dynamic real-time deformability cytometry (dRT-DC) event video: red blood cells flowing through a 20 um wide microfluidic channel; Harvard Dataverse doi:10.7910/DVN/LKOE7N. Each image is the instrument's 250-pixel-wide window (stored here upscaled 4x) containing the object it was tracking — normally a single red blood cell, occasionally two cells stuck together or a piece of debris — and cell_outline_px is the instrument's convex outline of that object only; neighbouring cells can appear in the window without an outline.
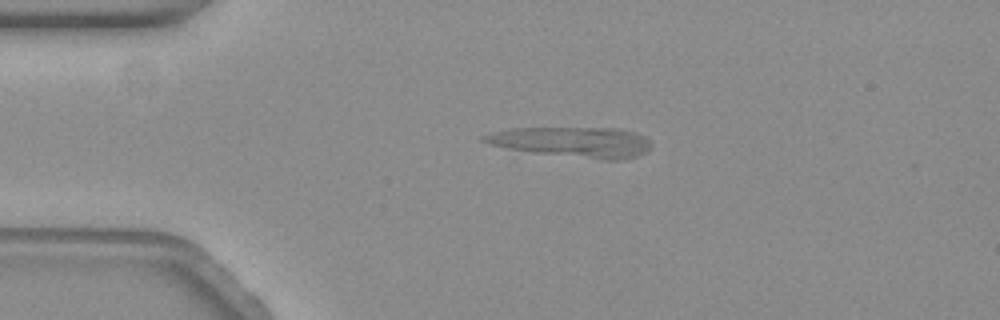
{"species": "common noctule bat (a hibernating species)", "species_latin": "Nyctalus noctula", "temperature_condition": "warm", "stored_images_in_passage": 54, "segment_of_instrument_passage": [1, 2], "camera_frame_rate_fps": 3000, "um_per_image_px": 0.085, "animal": {"sex": "female", "body_mass_g": 19.3, "forearm_length_mm": 54.1}, "frame": {"image": 1, "passage_image": 7, "time_ms": 2.0, "image_size_px": [1000, 320], "cell_outline_px": [[652, 144], [648, 152], [624, 160], [604, 160], [532, 152], [508, 148], [492, 144], [480, 140], [480, 136], [492, 132], [512, 128], [620, 128], [636, 132], [644, 136]], "centroid_in_image_um": [48.73, 12.07], "position_along_channel_um": 36.3, "area_um2": 29.65}}